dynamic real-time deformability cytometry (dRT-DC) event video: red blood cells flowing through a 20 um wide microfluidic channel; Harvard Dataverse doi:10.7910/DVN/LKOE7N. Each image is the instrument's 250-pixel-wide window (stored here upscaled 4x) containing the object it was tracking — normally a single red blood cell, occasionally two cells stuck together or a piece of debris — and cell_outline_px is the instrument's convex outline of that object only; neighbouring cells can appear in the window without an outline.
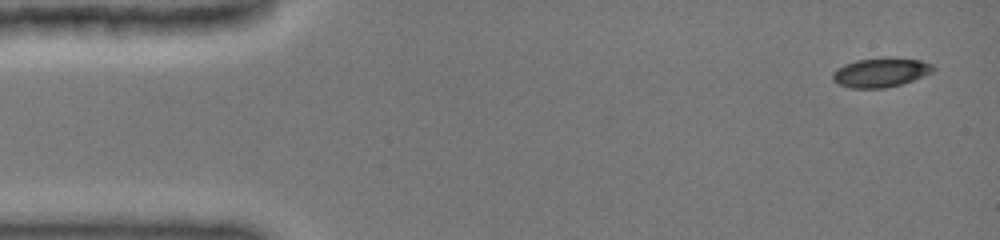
{"species": "common noctule bat (a hibernating species)", "species_latin": "Nyctalus noctula", "temperature_condition": "cold", "stored_images_in_passage": 17, "camera_frame_rate_fps": 3000, "um_per_image_px": 0.085, "animal": {"sex": "female", "body_mass_g": 19.0, "forearm_length_mm": 51.5}, "frame": {"image": 1, "passage_image": 1, "time_ms": 0.0, "image_size_px": [1000, 240], "cell_outline_px": [[936, 68], [932, 72], [912, 80], [900, 84], [884, 88], [852, 88], [840, 84], [832, 80], [832, 72], [856, 60], [920, 60], [932, 64]], "centroid_in_image_um": [74.85, 6.2], "position_along_channel_um": 10.1, "area_um2": 16.13}}
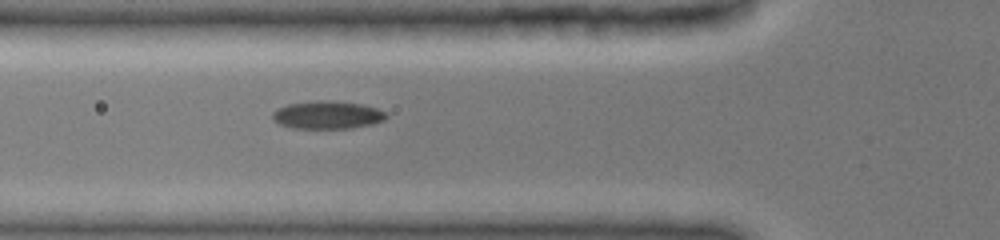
{"frame": {"image": 2, "passage_image": 12, "time_ms": 5.0, "image_size_px": [1000, 240], "cell_outline_px": [[388, 116], [384, 120], [372, 124], [352, 128], [292, 128], [280, 124], [272, 116], [272, 112], [288, 104], [360, 104], [376, 108], [384, 112]], "centroid_in_image_um": [27.86, 9.84], "position_along_channel_um": 97.9, "area_um2": 17.05}}
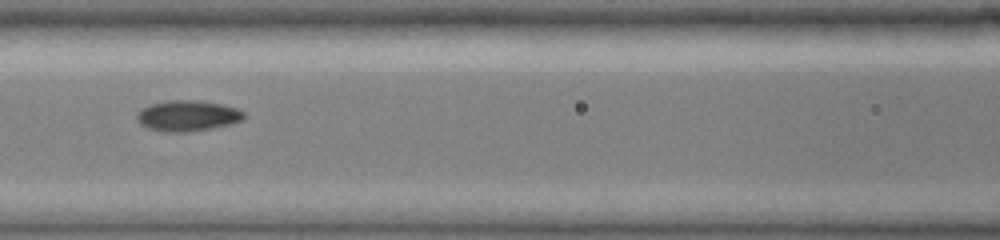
{"frame": {"image": 3, "passage_image": 15, "time_ms": 6.333, "image_size_px": [1000, 240], "cell_outline_px": [[244, 116], [240, 120], [232, 124], [184, 132], [172, 132], [148, 128], [140, 124], [136, 120], [136, 116], [144, 108], [152, 104], [172, 100], [188, 100], [220, 104], [236, 108], [244, 112]], "centroid_in_image_um": [15.93, 9.84], "position_along_channel_um": 150.7, "area_um2": 18.55}}